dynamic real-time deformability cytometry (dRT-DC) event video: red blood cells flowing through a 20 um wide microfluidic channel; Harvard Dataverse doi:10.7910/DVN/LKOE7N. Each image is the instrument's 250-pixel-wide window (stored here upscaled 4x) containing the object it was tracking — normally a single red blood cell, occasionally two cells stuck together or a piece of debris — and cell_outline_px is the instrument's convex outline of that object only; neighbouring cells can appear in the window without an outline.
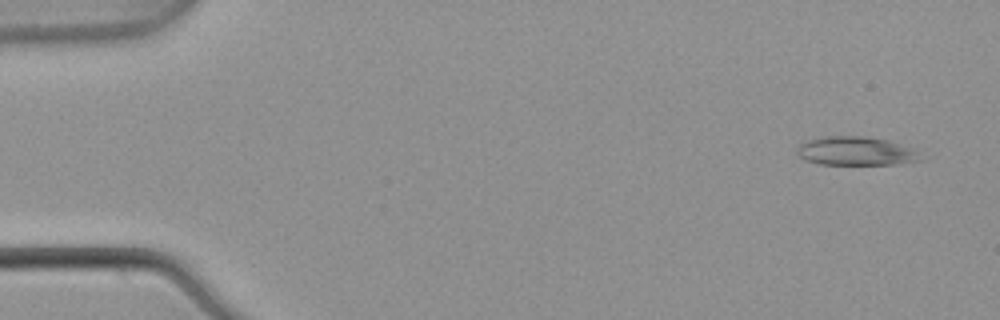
{"species": "common noctule bat (a hibernating species)", "species_latin": "Nyctalus noctula", "temperature_condition": "warm", "stored_images_in_passage": 3, "camera_frame_rate_fps": 3000, "um_per_image_px": 0.085, "animal": {"sex": "male", "body_mass_g": 21.5, "forearm_length_mm": 52.0}, "frame": {"image": 1, "passage_image": 1, "time_ms": 0.0, "image_size_px": [1000, 320], "cell_outline_px": [[924, 160], [892, 164], [820, 164], [804, 160], [796, 152], [796, 148], [804, 140], [820, 136], [868, 136], [888, 140], [916, 148]], "centroid_in_image_um": [72.75, 12.82], "position_along_channel_um": 12.2, "area_um2": 21.1}}